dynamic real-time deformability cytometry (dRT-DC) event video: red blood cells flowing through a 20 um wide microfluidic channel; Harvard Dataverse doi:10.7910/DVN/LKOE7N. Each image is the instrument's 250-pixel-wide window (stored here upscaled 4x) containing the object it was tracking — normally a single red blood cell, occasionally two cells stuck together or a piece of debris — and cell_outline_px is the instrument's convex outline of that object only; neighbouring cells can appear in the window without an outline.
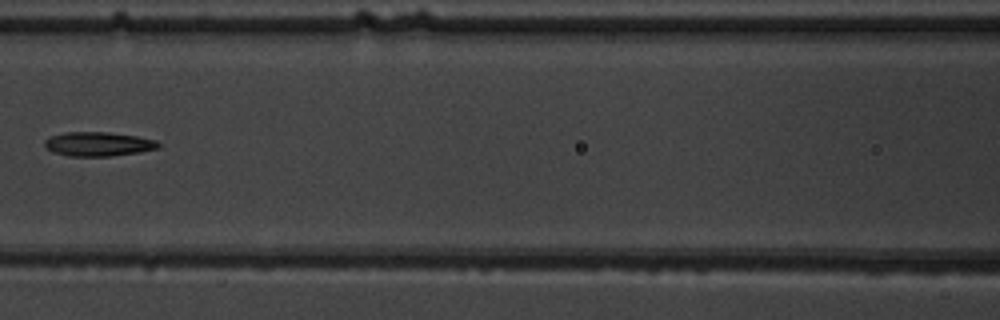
{"species": "common noctule bat (a hibernating species)", "species_latin": "Nyctalus noctula", "temperature_condition": "warm", "stored_images_in_passage": 8, "camera_frame_rate_fps": 3000, "um_per_image_px": 0.085, "animal": {"sex": "male", "body_mass_g": 19.5, "forearm_length_mm": 54.6}, "frame": {"image": 1, "passage_image": 7, "time_ms": 7.0, "image_size_px": [1000, 320], "cell_outline_px": [[160, 148], [140, 152], [112, 156], [68, 156], [52, 152], [44, 144], [44, 140], [48, 136], [64, 132], [108, 132], [136, 136], [156, 140], [160, 144]], "centroid_in_image_um": [8.34, 12.24], "position_along_channel_um": 158.3, "area_um2": 16.18}}
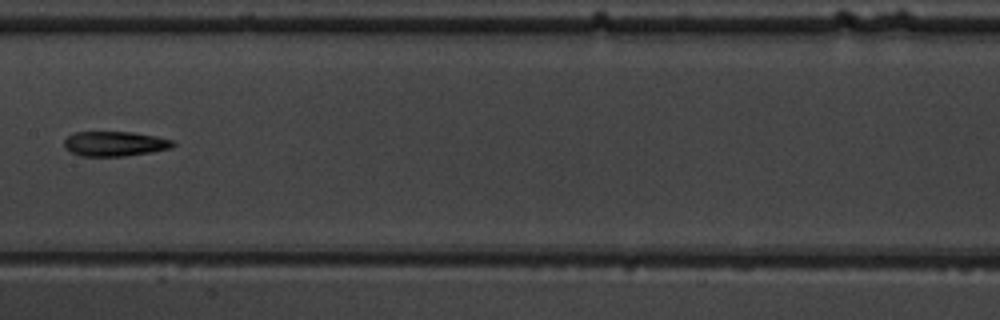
{"frame": {"image": 2, "passage_image": 8, "time_ms": 8.0, "image_size_px": [1000, 320], "cell_outline_px": [[176, 144], [172, 148], [152, 152], [124, 156], [80, 156], [72, 152], [64, 144], [64, 140], [68, 136], [76, 132], [132, 132], [156, 136], [172, 140]], "centroid_in_image_um": [9.8, 12.22], "position_along_channel_um": 197.6, "area_um2": 15.66}}